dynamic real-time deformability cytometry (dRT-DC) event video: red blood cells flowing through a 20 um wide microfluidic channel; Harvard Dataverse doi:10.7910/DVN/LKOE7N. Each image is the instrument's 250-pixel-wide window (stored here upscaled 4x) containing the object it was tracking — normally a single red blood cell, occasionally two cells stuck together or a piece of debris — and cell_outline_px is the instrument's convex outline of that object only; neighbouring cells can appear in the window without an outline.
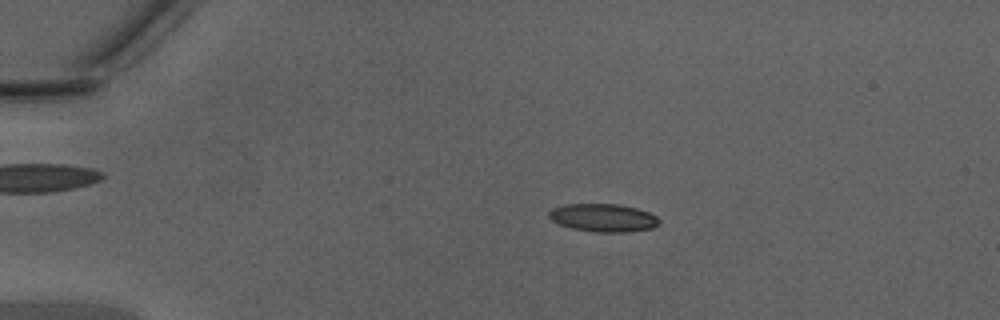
{"species": "Egyptian fruit bat (a non-hibernating species)", "species_latin": "Rousettus aegyptiacus", "temperature_condition": "warm", "stored_images_in_passage": 15, "camera_frame_rate_fps": 3000, "um_per_image_px": 0.085, "animal": {"sex": "male"}, "frame": {"image": 1, "passage_image": 10, "time_ms": 3.0, "image_size_px": [1000, 320], "cell_outline_px": [[660, 224], [652, 228], [628, 232], [596, 232], [572, 228], [560, 224], [552, 220], [548, 216], [548, 212], [552, 208], [564, 204], [620, 204], [636, 208], [648, 212], [656, 216], [660, 220]], "centroid_in_image_um": [51.28, 18.5], "position_along_channel_um": 33.7, "area_um2": 18.03}}